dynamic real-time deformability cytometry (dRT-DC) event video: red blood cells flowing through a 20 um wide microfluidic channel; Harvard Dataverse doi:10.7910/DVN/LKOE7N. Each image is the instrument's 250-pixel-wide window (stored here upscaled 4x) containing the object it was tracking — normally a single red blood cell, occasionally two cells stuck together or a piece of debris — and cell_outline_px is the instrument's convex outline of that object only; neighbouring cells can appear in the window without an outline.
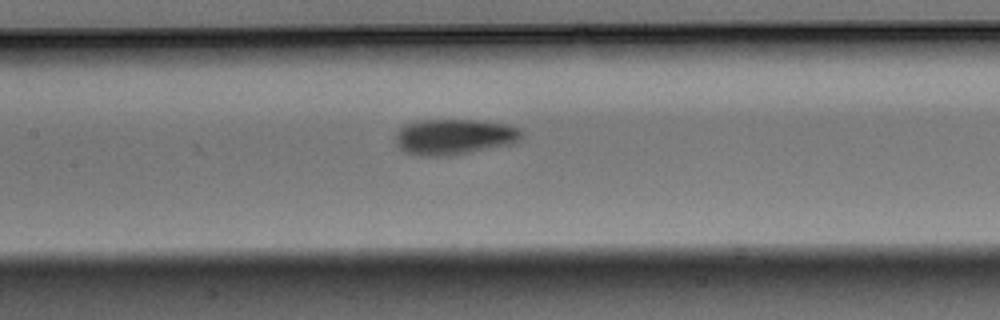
{"species": "Egyptian fruit bat (a non-hibernating species)", "species_latin": "Rousettus aegyptiacus", "temperature_condition": "warm", "stored_images_in_passage": 6, "camera_frame_rate_fps": 3000, "um_per_image_px": 0.085, "animal": {"sex": "male"}, "frame": {"image": 1, "passage_image": 6, "time_ms": 1.667, "image_size_px": [1000, 320], "cell_outline_px": [[520, 140], [512, 144], [444, 156], [420, 156], [404, 152], [396, 144], [396, 132], [404, 124], [416, 120], [476, 120], [504, 124], [520, 128]], "centroid_in_image_um": [38.54, 11.62], "position_along_channel_um": 168.9, "area_um2": 26.07}}